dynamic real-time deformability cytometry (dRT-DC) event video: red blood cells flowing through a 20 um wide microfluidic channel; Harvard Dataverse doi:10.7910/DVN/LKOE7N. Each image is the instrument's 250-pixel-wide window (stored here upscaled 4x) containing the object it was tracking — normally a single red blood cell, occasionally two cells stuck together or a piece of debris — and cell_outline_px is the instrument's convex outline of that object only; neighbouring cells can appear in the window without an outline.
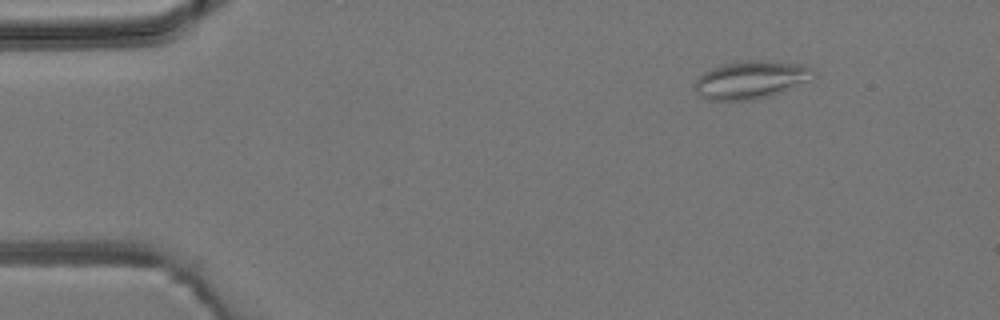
{"species": "common noctule bat (a hibernating species)", "species_latin": "Nyctalus noctula", "temperature_condition": "room temperature", "stored_images_in_passage": 4, "camera_frame_rate_fps": 3000, "um_per_image_px": 0.085, "animal": {"sex": "male", "body_mass_g": 19.2, "forearm_length_mm": 51.8}, "frame": {"image": 1, "passage_image": 2, "time_ms": 1.0, "image_size_px": [1000, 320], "cell_outline_px": [[816, 76], [812, 80], [768, 96], [756, 100], [708, 100], [700, 96], [696, 92], [696, 80], [704, 72], [712, 68], [724, 64], [744, 60], [764, 60], [804, 64], [812, 68], [816, 72]], "centroid_in_image_um": [63.88, 6.77], "position_along_channel_um": 21.1, "area_um2": 26.24}}